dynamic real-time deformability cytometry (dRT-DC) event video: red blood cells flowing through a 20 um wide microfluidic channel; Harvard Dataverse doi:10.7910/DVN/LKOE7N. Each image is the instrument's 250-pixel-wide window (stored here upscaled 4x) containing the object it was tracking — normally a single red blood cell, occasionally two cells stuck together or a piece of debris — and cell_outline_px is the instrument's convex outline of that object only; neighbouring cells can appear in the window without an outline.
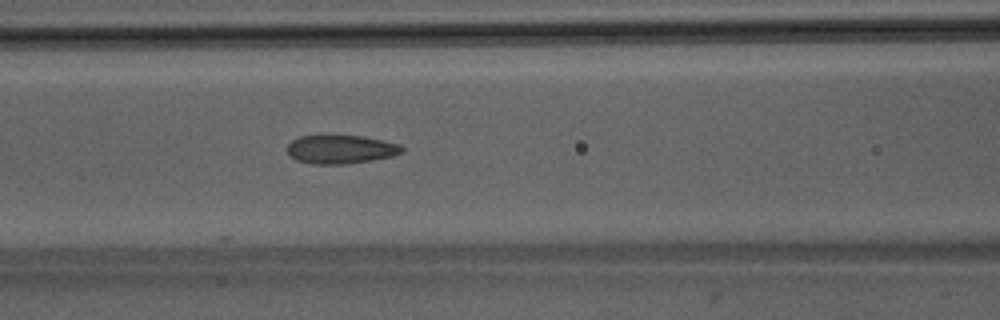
{"species": "Egyptian fruit bat (a non-hibernating species)", "species_latin": "Rousettus aegyptiacus", "temperature_condition": "room temperature", "stored_images_in_passage": 41, "camera_frame_rate_fps": 3000, "um_per_image_px": 0.085, "animal": {"sex": "male"}, "frame": {"image": 1, "passage_image": 11, "time_ms": 3.333, "image_size_px": [1000, 320], "cell_outline_px": [[404, 152], [392, 156], [372, 160], [344, 164], [312, 164], [296, 160], [288, 152], [288, 144], [292, 140], [300, 136], [364, 136], [384, 140], [396, 144], [404, 148]], "centroid_in_image_um": [28.98, 12.7], "position_along_channel_um": 137.6, "area_um2": 18.96}}
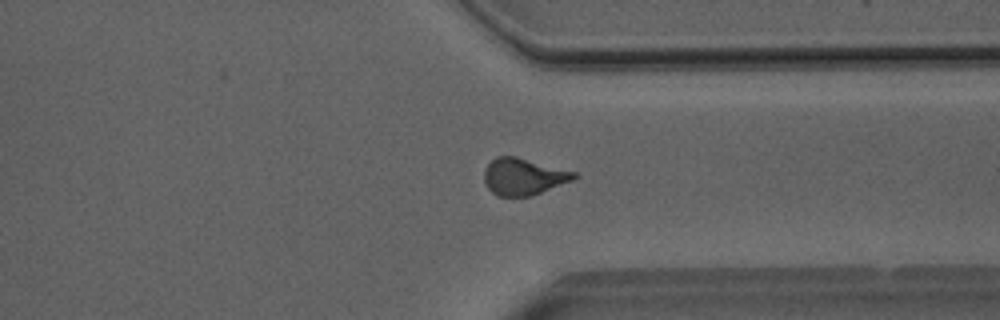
{"frame": {"image": 2, "passage_image": 28, "time_ms": 9.0, "image_size_px": [1000, 320], "cell_outline_px": [[580, 176], [572, 180], [532, 196], [496, 196], [488, 188], [484, 180], [484, 168], [496, 156], [516, 156], [576, 172]], "centroid_in_image_um": [44.49, 15.01], "position_along_channel_um": 366.9, "area_um2": 19.31}}
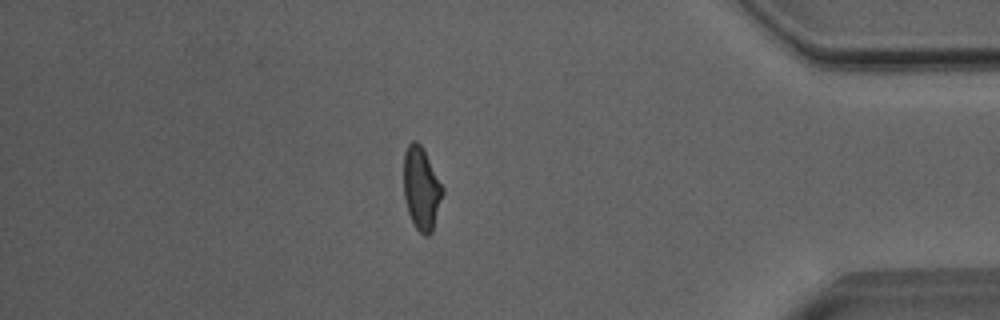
{"frame": {"image": 3, "passage_image": 33, "time_ms": 10.667, "image_size_px": [1000, 320], "cell_outline_px": [[444, 192], [432, 232], [428, 236], [424, 236], [416, 228], [408, 212], [404, 196], [404, 152], [408, 144], [412, 140], [416, 140], [424, 148], [444, 188]], "centroid_in_image_um": [35.83, 15.99], "position_along_channel_um": 399.4, "area_um2": 18.96}, "authors_computed_cell_mechanics": {"area_um2": 19.1318, "velocity_mm_per_s": 4.0501, "shape_relaxation_time_tau1_ms": 7.0069, "shape_relaxation_time_tau2_ms": 1.4643, "deformation_change_tau1": 0.1689, "deformation_change_tau2": 0.0854}}